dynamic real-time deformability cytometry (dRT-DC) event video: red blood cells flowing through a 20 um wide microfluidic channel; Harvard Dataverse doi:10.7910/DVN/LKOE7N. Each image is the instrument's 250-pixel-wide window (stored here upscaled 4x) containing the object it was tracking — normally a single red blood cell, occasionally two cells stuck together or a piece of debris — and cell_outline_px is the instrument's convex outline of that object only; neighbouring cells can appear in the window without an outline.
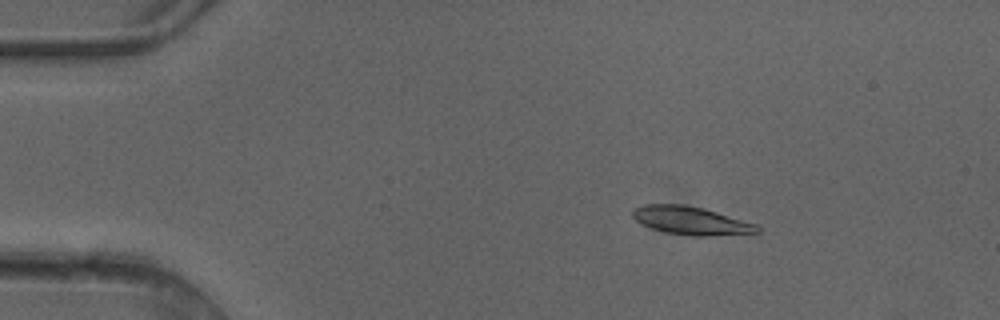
{"species": "common noctule bat (a hibernating species)", "species_latin": "Nyctalus noctula", "temperature_condition": "cold", "stored_images_in_passage": 4, "camera_frame_rate_fps": 3000, "um_per_image_px": 0.085, "animal": {"sex": "female"}, "frame": {"image": 1, "passage_image": 3, "time_ms": 0.667, "image_size_px": [1000, 320], "cell_outline_px": [[760, 232], [708, 236], [692, 236], [668, 232], [652, 228], [640, 224], [632, 216], [632, 208], [644, 204], [684, 204], [704, 208], [756, 224], [760, 228]], "centroid_in_image_um": [58.69, 18.74], "position_along_channel_um": 26.3, "area_um2": 20.4}}